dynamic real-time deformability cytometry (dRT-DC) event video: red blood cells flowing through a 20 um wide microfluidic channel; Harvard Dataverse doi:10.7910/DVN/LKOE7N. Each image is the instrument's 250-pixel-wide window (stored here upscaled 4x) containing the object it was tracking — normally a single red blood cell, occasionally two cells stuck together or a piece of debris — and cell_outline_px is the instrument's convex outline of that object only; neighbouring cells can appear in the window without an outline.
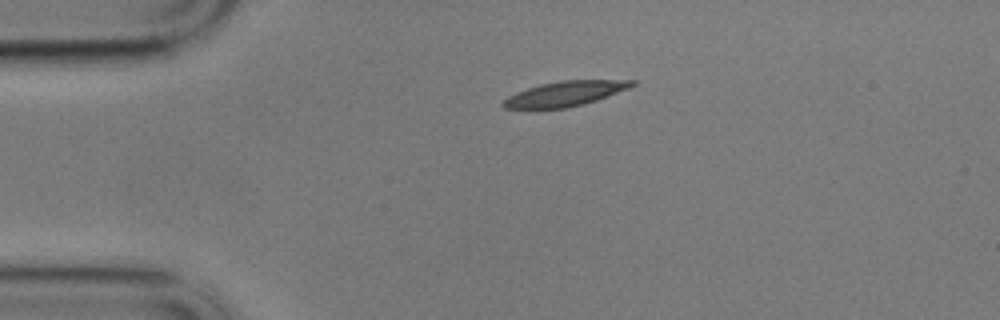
{"species": "common noctule bat (a hibernating species)", "species_latin": "Nyctalus noctula", "temperature_condition": "cold", "stored_images_in_passage": 39, "camera_frame_rate_fps": 3000, "um_per_image_px": 0.085, "animal": {"sex": "male", "body_mass_g": 17.9}, "frame": {"image": 1, "passage_image": 1, "time_ms": 0.0, "image_size_px": [1000, 320], "cell_outline_px": [[636, 84], [628, 88], [596, 100], [584, 104], [564, 108], [504, 108], [500, 104], [508, 96], [528, 88], [540, 84], [560, 80], [636, 80]], "centroid_in_image_um": [48.03, 7.95], "position_along_channel_um": 37.0, "area_um2": 18.44}}
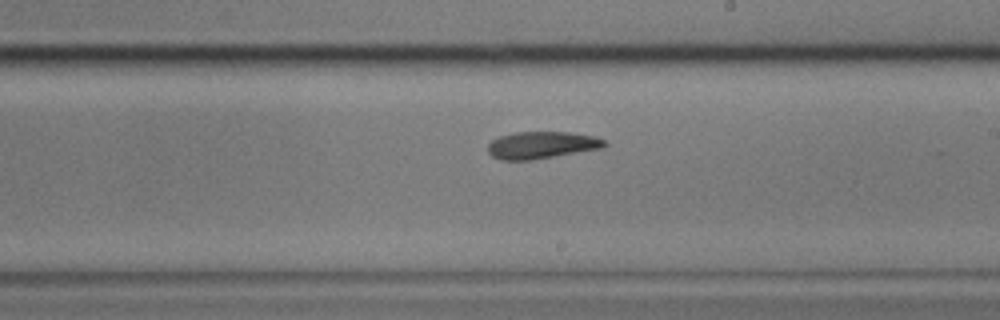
{"frame": {"image": 2, "passage_image": 22, "time_ms": 7.0, "image_size_px": [1000, 320], "cell_outline_px": [[608, 144], [604, 148], [532, 160], [500, 160], [492, 156], [488, 152], [488, 144], [492, 140], [500, 136], [512, 132], [568, 132], [596, 136], [604, 140]], "centroid_in_image_um": [46.05, 12.33], "position_along_channel_um": 242.9, "area_um2": 18.61}}
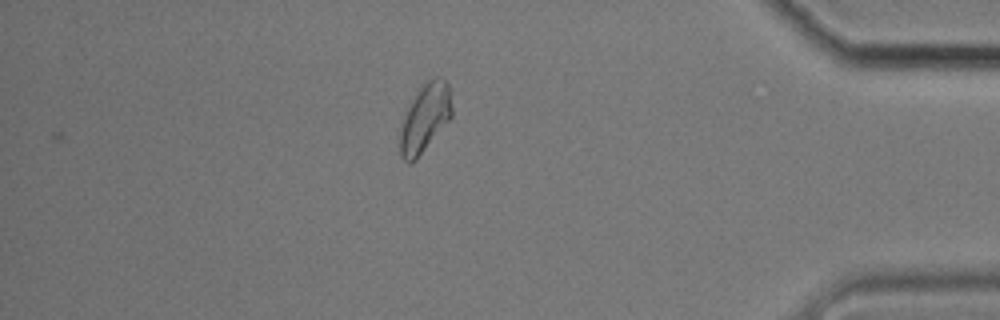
{"frame": {"image": 3, "passage_image": 39, "time_ms": 12.667, "image_size_px": [1000, 320], "cell_outline_px": [[452, 116], [416, 160], [412, 164], [408, 164], [400, 156], [400, 128], [404, 116], [420, 84], [424, 80], [436, 76], [444, 80], [448, 84], [452, 108]], "centroid_in_image_um": [36.1, 10.02], "position_along_channel_um": 399.1, "area_um2": 20.69}, "authors_computed_cell_mechanics": {"area_um2": 18.6116, "velocity_mm_per_s": 3.4039, "shape_relaxation_time_tau1_ms": 9.4306, "shape_relaxation_time_tau2_ms": 4.4674, "deformation_change_tau1": 0.2379, "deformation_change_tau2": 0.097}}